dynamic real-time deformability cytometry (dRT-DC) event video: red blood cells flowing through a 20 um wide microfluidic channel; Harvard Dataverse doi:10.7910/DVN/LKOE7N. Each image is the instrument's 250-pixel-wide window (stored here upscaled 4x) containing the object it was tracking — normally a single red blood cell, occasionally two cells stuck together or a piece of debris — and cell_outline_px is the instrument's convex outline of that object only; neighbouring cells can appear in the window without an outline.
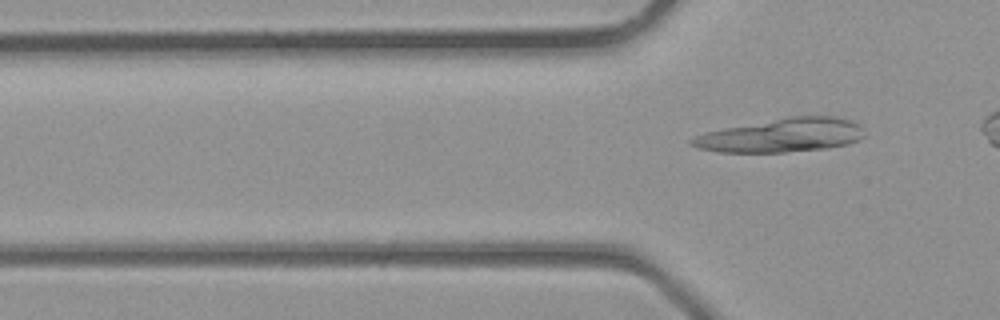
{"species": "common noctule bat (a hibernating species)", "species_latin": "Nyctalus noctula", "temperature_condition": "room temperature", "stored_images_in_passage": 3, "camera_frame_rate_fps": 3000, "um_per_image_px": 0.085, "animal": {"sex": "male", "body_mass_g": 23.1, "forearm_length_mm": 52.7}, "frame": {"image": 1, "passage_image": 3, "time_ms": 0.667, "image_size_px": [1000, 320], "cell_outline_px": [[864, 136], [860, 140], [848, 144], [828, 148], [784, 152], [720, 152], [700, 148], [688, 144], [688, 140], [696, 136], [708, 132], [724, 128], [792, 116], [836, 116], [852, 120], [860, 124]], "centroid_in_image_um": [66.49, 11.5], "position_along_channel_um": 59.3, "area_um2": 33.81}}